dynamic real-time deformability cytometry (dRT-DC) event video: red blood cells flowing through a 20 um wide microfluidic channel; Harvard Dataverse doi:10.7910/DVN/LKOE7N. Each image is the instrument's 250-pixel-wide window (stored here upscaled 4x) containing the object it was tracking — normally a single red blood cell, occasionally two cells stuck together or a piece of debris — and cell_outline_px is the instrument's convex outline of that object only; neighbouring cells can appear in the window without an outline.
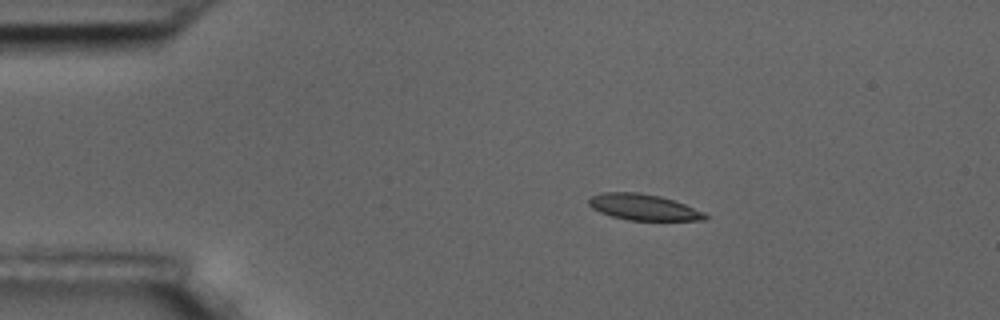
{"species": "common noctule bat (a hibernating species)", "species_latin": "Nyctalus noctula", "temperature_condition": "room temperature", "stored_images_in_passage": 46, "camera_frame_rate_fps": 3000, "um_per_image_px": 0.085, "animal": {"sex": "male", "body_mass_g": 17.5, "forearm_length_mm": 52.3}, "frame": {"image": 1, "passage_image": 1, "time_ms": 0.0, "image_size_px": [1000, 320], "cell_outline_px": [[708, 216], [704, 220], [628, 220], [612, 216], [600, 212], [592, 208], [588, 204], [588, 200], [592, 196], [600, 192], [640, 192], [660, 196], [684, 204], [704, 212]], "centroid_in_image_um": [54.66, 17.6], "position_along_channel_um": 30.3, "area_um2": 17.57}}
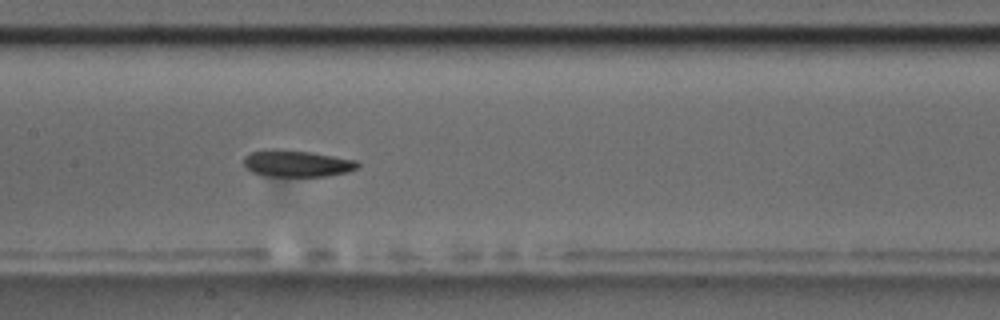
{"frame": {"image": 2, "passage_image": 18, "time_ms": 5.667, "image_size_px": [1000, 320], "cell_outline_px": [[360, 168], [348, 172], [324, 176], [264, 176], [252, 172], [244, 168], [244, 156], [252, 152], [264, 148], [280, 148], [312, 152], [356, 160], [360, 164]], "centroid_in_image_um": [25.2, 13.88], "position_along_channel_um": 182.2, "area_um2": 18.15}}
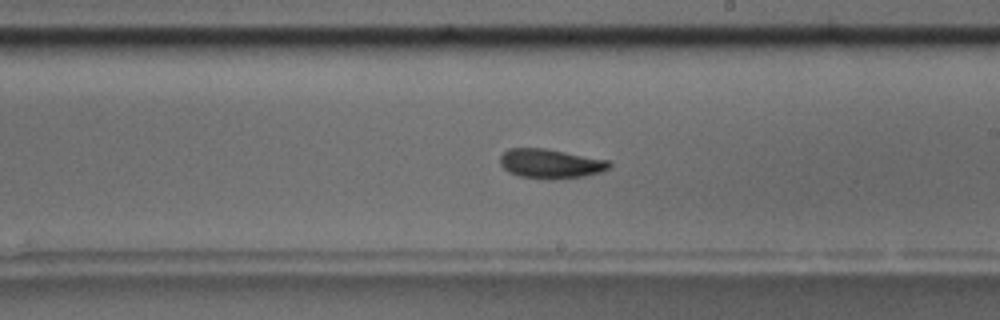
{"frame": {"image": 3, "passage_image": 23, "time_ms": 7.333, "image_size_px": [1000, 320], "cell_outline_px": [[612, 164], [608, 168], [600, 172], [584, 176], [552, 180], [544, 180], [520, 176], [508, 172], [500, 164], [500, 156], [508, 148], [544, 148], [612, 160]], "centroid_in_image_um": [46.81, 13.91], "position_along_channel_um": 242.2, "area_um2": 19.02}, "authors_computed_cell_mechanics": {"area_um2": 18.1203, "velocity_mm_per_s": 3.6205, "shape_relaxation_time_tau1_ms": 8.0985, "shape_relaxation_time_tau2_ms": 4.1143, "deformation_change_tau1": 0.1734, "deformation_change_tau2": 0.1094}}